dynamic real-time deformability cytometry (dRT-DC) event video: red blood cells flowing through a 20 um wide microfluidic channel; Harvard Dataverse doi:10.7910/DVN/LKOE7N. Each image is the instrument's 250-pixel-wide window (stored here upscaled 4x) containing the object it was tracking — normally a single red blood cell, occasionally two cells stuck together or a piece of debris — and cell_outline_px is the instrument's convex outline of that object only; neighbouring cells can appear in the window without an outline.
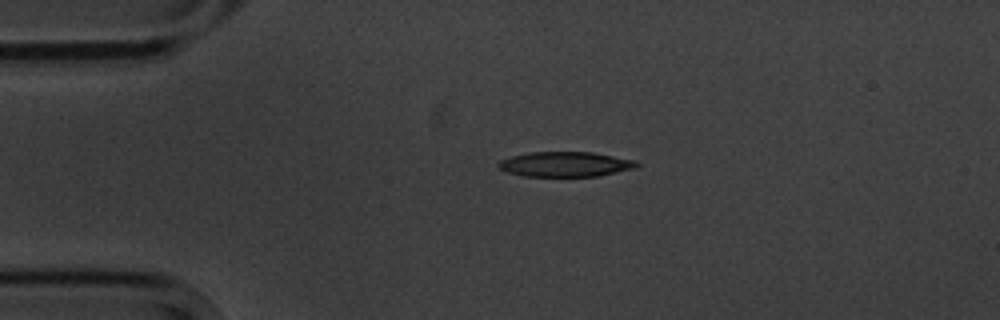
{"species": "common noctule bat (a hibernating species)", "species_latin": "Nyctalus noctula", "temperature_condition": "cold", "stored_images_in_passage": 3, "camera_frame_rate_fps": 3000, "um_per_image_px": 0.085, "animal": {"sex": "male", "body_mass_g": 20.1, "forearm_length_mm": 53.5}, "frame": {"image": 1, "passage_image": 1, "time_ms": 0.0, "image_size_px": [1000, 320], "cell_outline_px": [[640, 164], [636, 168], [600, 176], [524, 176], [508, 172], [500, 168], [496, 164], [500, 160], [512, 156], [528, 152], [592, 152], [636, 160]], "centroid_in_image_um": [48.08, 13.96], "position_along_channel_um": 36.9, "area_um2": 20.17}}
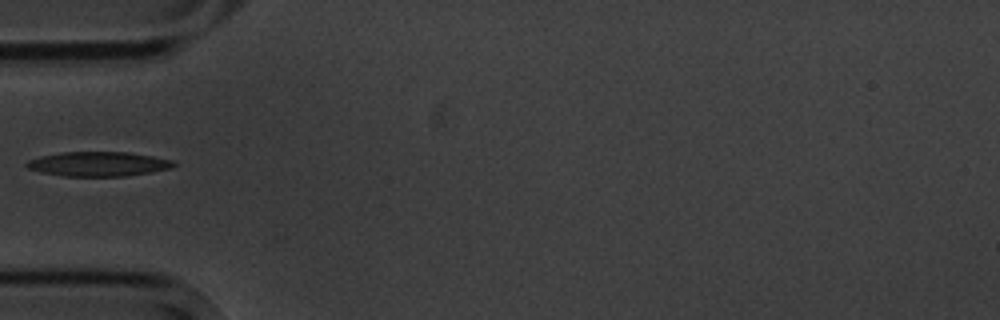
{"frame": {"image": 2, "passage_image": 3, "time_ms": 2.0, "image_size_px": [1000, 320], "cell_outline_px": [[176, 164], [172, 168], [152, 172], [124, 176], [64, 176], [40, 172], [28, 168], [24, 164], [28, 160], [40, 156], [60, 152], [128, 152], [152, 156], [172, 160]], "centroid_in_image_um": [8.34, 13.94], "position_along_channel_um": 76.7, "area_um2": 21.04}}